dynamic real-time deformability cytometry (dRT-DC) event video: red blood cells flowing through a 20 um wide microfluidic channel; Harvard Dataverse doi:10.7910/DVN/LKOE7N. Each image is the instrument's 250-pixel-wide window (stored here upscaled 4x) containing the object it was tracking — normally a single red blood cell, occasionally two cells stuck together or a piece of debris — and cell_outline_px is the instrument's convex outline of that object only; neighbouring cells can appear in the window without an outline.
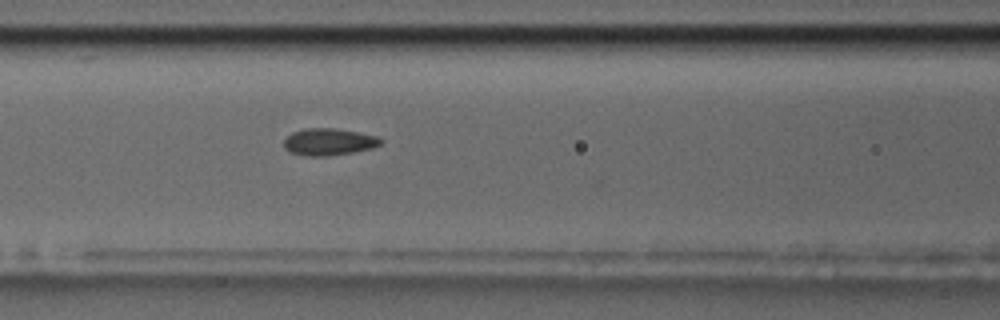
{"species": "common noctule bat (a hibernating species)", "species_latin": "Nyctalus noctula", "temperature_condition": "room temperature", "stored_images_in_passage": 30, "camera_frame_rate_fps": 3000, "um_per_image_px": 0.085, "animal": {"sex": "male", "body_mass_g": 17.5, "forearm_length_mm": 52.3}, "frame": {"image": 1, "passage_image": 6, "time_ms": 1.667, "image_size_px": [1000, 320], "cell_outline_px": [[384, 140], [380, 144], [372, 148], [332, 156], [308, 156], [292, 152], [284, 148], [284, 140], [292, 132], [304, 128], [336, 128], [380, 136]], "centroid_in_image_um": [27.98, 12.05], "position_along_channel_um": 138.6, "area_um2": 15.32}}
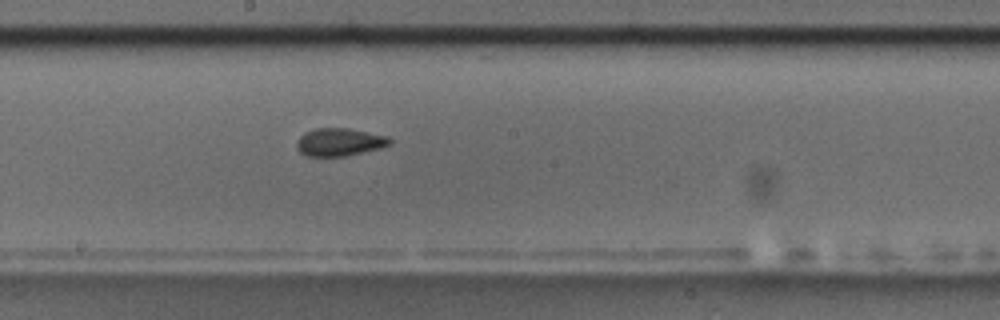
{"frame": {"image": 2, "passage_image": 13, "time_ms": 4.0, "image_size_px": [1000, 320], "cell_outline_px": [[392, 144], [380, 148], [344, 156], [308, 156], [300, 152], [296, 148], [296, 144], [300, 136], [304, 132], [316, 128], [348, 128], [388, 136], [392, 140]], "centroid_in_image_um": [28.86, 12.07], "position_along_channel_um": 219.3, "area_um2": 15.09}}
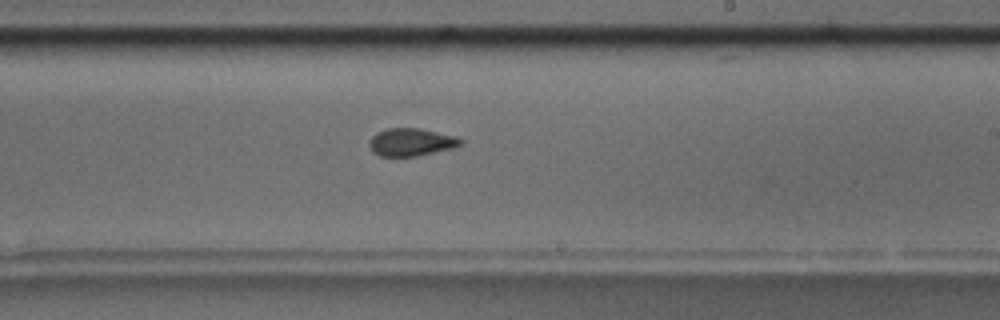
{"frame": {"image": 3, "passage_image": 16, "time_ms": 5.0, "image_size_px": [1000, 320], "cell_outline_px": [[464, 144], [452, 148], [416, 156], [380, 156], [372, 152], [368, 144], [368, 140], [376, 132], [388, 128], [420, 128], [460, 136], [464, 140]], "centroid_in_image_um": [34.98, 12.07], "position_along_channel_um": 254.0, "area_um2": 15.09}, "authors_computed_cell_mechanics": {"area_um2": 15.0858, "velocity_mm_per_s": 3.4841, "shape_relaxation_time_tau1_ms": null, "shape_relaxation_time_tau2_ms": 1.8103, "deformation_change_tau1": null, "deformation_change_tau2": 0.0594}}